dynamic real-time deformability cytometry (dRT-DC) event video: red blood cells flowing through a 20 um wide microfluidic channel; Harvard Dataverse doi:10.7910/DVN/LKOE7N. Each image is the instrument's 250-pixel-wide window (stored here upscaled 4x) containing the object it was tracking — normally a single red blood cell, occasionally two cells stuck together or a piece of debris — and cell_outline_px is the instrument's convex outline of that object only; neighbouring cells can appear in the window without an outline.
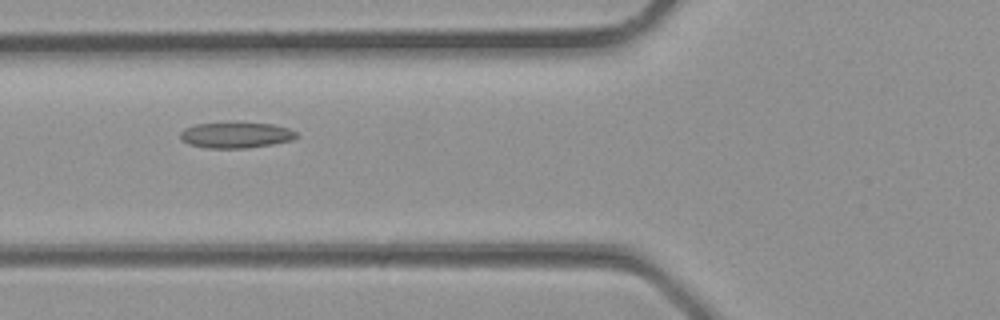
{"species": "common noctule bat (a hibernating species)", "species_latin": "Nyctalus noctula", "temperature_condition": "room temperature", "stored_images_in_passage": 35, "camera_frame_rate_fps": 3000, "um_per_image_px": 0.085, "animal": {"sex": "male", "body_mass_g": 23.1, "forearm_length_mm": 52.7}, "frame": {"image": 1, "passage_image": 13, "time_ms": 4.0, "image_size_px": [1000, 320], "cell_outline_px": [[296, 136], [292, 140], [272, 144], [248, 148], [208, 148], [188, 144], [180, 140], [180, 132], [184, 128], [196, 124], [272, 124], [288, 128], [296, 132]], "centroid_in_image_um": [20.01, 11.51], "position_along_channel_um": 105.8, "area_um2": 17.05}}
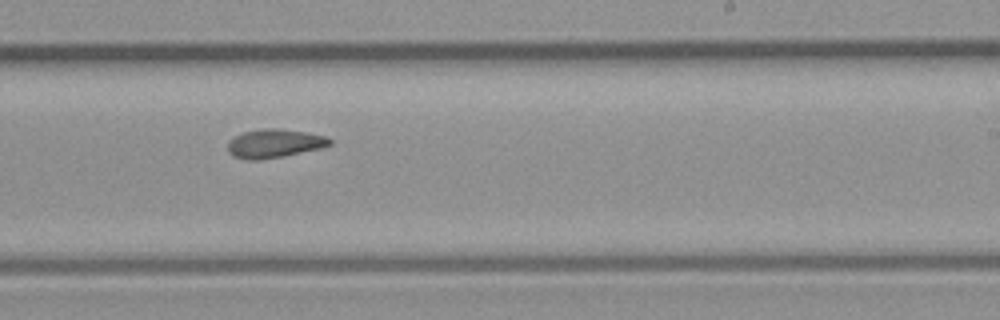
{"frame": {"image": 2, "passage_image": 21, "time_ms": 6.667, "image_size_px": [1000, 320], "cell_outline_px": [[332, 144], [320, 148], [260, 160], [244, 160], [232, 156], [228, 152], [228, 144], [236, 136], [244, 132], [264, 128], [276, 128], [304, 132], [324, 136], [332, 140]], "centroid_in_image_um": [23.29, 12.2], "position_along_channel_um": 265.7, "area_um2": 16.7}}
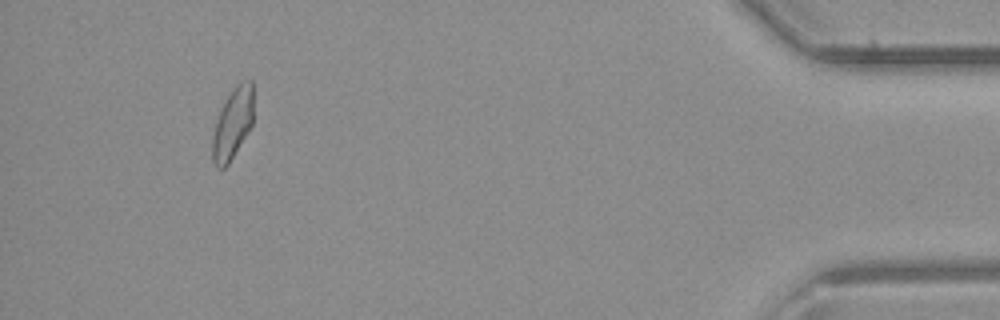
{"frame": {"image": 3, "passage_image": 32, "time_ms": 10.333, "image_size_px": [1000, 320], "cell_outline_px": [[252, 124], [248, 132], [228, 164], [224, 168], [216, 168], [212, 160], [212, 140], [216, 120], [224, 100], [236, 84], [240, 80], [252, 80]], "centroid_in_image_um": [19.76, 10.49], "position_along_channel_um": 415.4, "area_um2": 16.94}}